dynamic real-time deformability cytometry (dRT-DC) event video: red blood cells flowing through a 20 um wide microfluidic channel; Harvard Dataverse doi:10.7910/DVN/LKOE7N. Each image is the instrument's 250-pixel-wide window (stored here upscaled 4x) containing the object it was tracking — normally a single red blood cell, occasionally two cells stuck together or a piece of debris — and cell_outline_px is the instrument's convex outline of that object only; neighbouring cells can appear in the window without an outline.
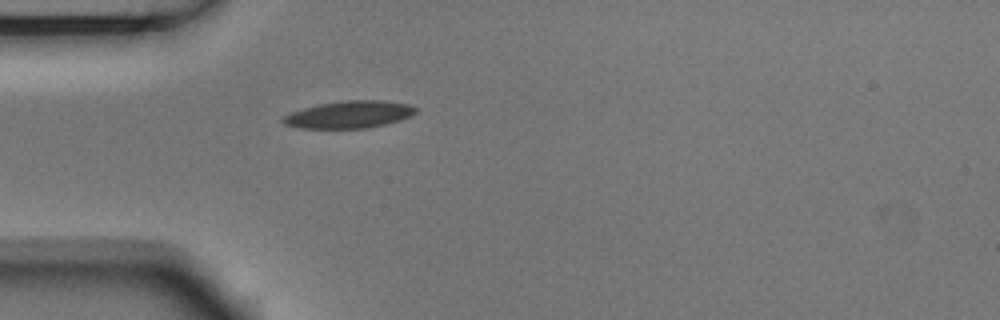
{"species": "Egyptian fruit bat (a non-hibernating species)", "species_latin": "Rousettus aegyptiacus", "temperature_condition": "room temperature", "stored_images_in_passage": 33, "camera_frame_rate_fps": 3000, "um_per_image_px": 0.085, "animal": {"sex": "male"}, "frame": {"image": 1, "passage_image": 1, "time_ms": 0.0, "image_size_px": [1000, 320], "cell_outline_px": [[416, 112], [400, 120], [368, 128], [300, 128], [284, 124], [280, 120], [284, 116], [292, 112], [304, 108], [320, 104], [344, 100], [384, 100], [408, 104], [416, 108]], "centroid_in_image_um": [29.67, 9.73], "position_along_channel_um": 55.3, "area_um2": 20.87}}
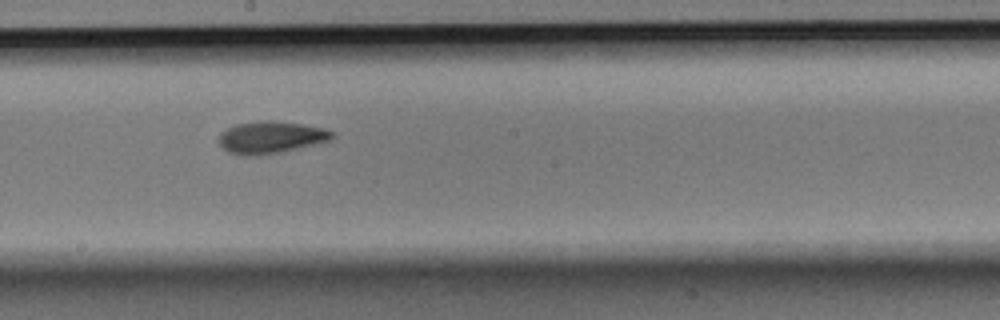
{"frame": {"image": 2, "passage_image": 15, "time_ms": 4.667, "image_size_px": [1000, 320], "cell_outline_px": [[336, 132], [328, 140], [312, 144], [276, 152], [248, 156], [240, 156], [228, 152], [220, 144], [220, 132], [236, 124], [260, 120], [300, 124], [324, 128]], "centroid_in_image_um": [22.96, 11.66], "position_along_channel_um": 225.2, "area_um2": 20.52}}
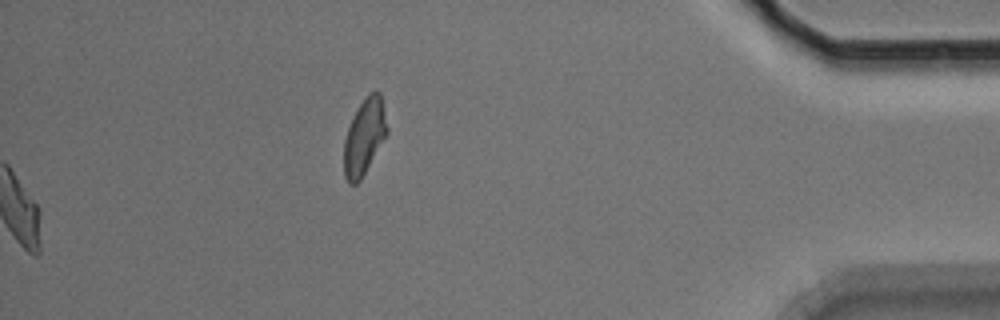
{"frame": {"image": 3, "passage_image": 33, "time_ms": 10.667, "image_size_px": [1000, 320], "cell_outline_px": [[388, 132], [360, 180], [356, 184], [348, 184], [344, 176], [344, 140], [348, 128], [360, 104], [368, 92], [380, 92], [388, 128]], "centroid_in_image_um": [30.96, 11.64], "position_along_channel_um": 404.2, "area_um2": 18.73}, "authors_computed_cell_mechanics": {"area_um2": 20.0566, "velocity_mm_per_s": 3.7378, "shape_relaxation_time_tau1_ms": 6.2592, "shape_relaxation_time_tau2_ms": 3.6118, "deformation_change_tau1": 0.1452, "deformation_change_tau2": 0.0973}}